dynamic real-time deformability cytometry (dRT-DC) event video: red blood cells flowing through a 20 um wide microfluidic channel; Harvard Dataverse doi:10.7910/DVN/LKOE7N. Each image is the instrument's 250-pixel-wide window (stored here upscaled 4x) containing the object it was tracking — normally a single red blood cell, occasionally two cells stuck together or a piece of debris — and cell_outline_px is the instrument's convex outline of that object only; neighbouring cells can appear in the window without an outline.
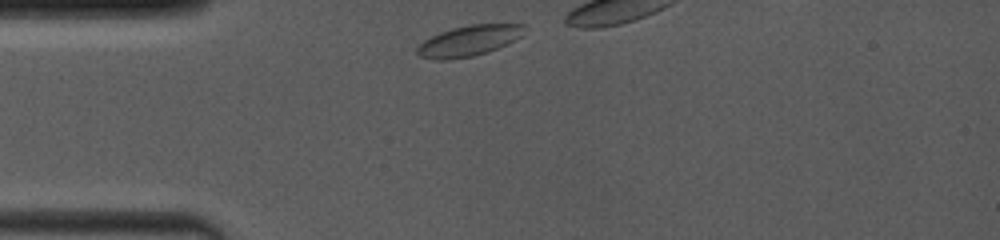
{"species": "common noctule bat (a hibernating species)", "species_latin": "Nyctalus noctula", "temperature_condition": "room temperature", "stored_images_in_passage": 13, "camera_frame_rate_fps": 4000, "um_per_image_px": 0.085, "animal": {"sex": "female", "body_mass_g": 19.0, "forearm_length_mm": 53.3}, "frame": {"image": 1, "passage_image": 1, "time_ms": 0.0, "image_size_px": [1000, 240], "cell_outline_px": [[524, 24], [520, 36], [516, 40], [488, 52], [472, 56], [448, 60], [436, 60], [420, 56], [416, 52], [416, 48], [424, 40], [440, 32], [452, 28], [472, 24]], "centroid_in_image_um": [39.82, 3.47], "position_along_channel_um": 45.2, "area_um2": 18.96}}
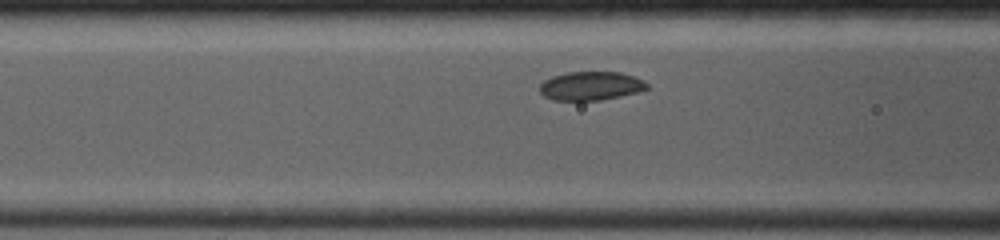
{"frame": {"image": 2, "passage_image": 11, "time_ms": 2.25, "image_size_px": [1000, 240], "cell_outline_px": [[648, 88], [636, 92], [620, 96], [600, 100], [552, 100], [544, 96], [540, 92], [540, 84], [544, 80], [552, 76], [568, 72], [620, 72], [644, 80], [648, 84]], "centroid_in_image_um": [50.2, 7.3], "position_along_channel_um": 116.4, "area_um2": 17.86}}